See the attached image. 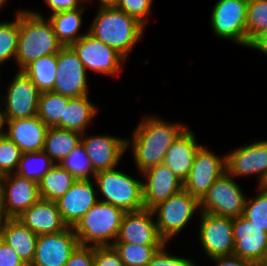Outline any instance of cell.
I'll return each instance as SVG.
<instances>
[{
    "label": "cell",
    "instance_id": "1",
    "mask_svg": "<svg viewBox=\"0 0 267 266\" xmlns=\"http://www.w3.org/2000/svg\"><path fill=\"white\" fill-rule=\"evenodd\" d=\"M142 119L133 130L130 141L126 139V149L131 148L139 173L162 164L167 150L187 128L182 123L167 122L157 115H146Z\"/></svg>",
    "mask_w": 267,
    "mask_h": 266
},
{
    "label": "cell",
    "instance_id": "2",
    "mask_svg": "<svg viewBox=\"0 0 267 266\" xmlns=\"http://www.w3.org/2000/svg\"><path fill=\"white\" fill-rule=\"evenodd\" d=\"M63 44L58 40L52 24L42 13L19 10V34L15 57L19 71L33 61L47 55L58 54Z\"/></svg>",
    "mask_w": 267,
    "mask_h": 266
},
{
    "label": "cell",
    "instance_id": "3",
    "mask_svg": "<svg viewBox=\"0 0 267 266\" xmlns=\"http://www.w3.org/2000/svg\"><path fill=\"white\" fill-rule=\"evenodd\" d=\"M97 10L88 33L126 59L142 39L145 26L115 6H99Z\"/></svg>",
    "mask_w": 267,
    "mask_h": 266
},
{
    "label": "cell",
    "instance_id": "4",
    "mask_svg": "<svg viewBox=\"0 0 267 266\" xmlns=\"http://www.w3.org/2000/svg\"><path fill=\"white\" fill-rule=\"evenodd\" d=\"M124 213L121 208L98 201L72 227L79 245L112 246L117 240Z\"/></svg>",
    "mask_w": 267,
    "mask_h": 266
},
{
    "label": "cell",
    "instance_id": "5",
    "mask_svg": "<svg viewBox=\"0 0 267 266\" xmlns=\"http://www.w3.org/2000/svg\"><path fill=\"white\" fill-rule=\"evenodd\" d=\"M97 192L103 199L124 212L144 209L142 182L116 168L97 172L93 178Z\"/></svg>",
    "mask_w": 267,
    "mask_h": 266
},
{
    "label": "cell",
    "instance_id": "6",
    "mask_svg": "<svg viewBox=\"0 0 267 266\" xmlns=\"http://www.w3.org/2000/svg\"><path fill=\"white\" fill-rule=\"evenodd\" d=\"M159 235L168 243L182 231L194 214L200 211L199 200L182 189L152 209Z\"/></svg>",
    "mask_w": 267,
    "mask_h": 266
},
{
    "label": "cell",
    "instance_id": "7",
    "mask_svg": "<svg viewBox=\"0 0 267 266\" xmlns=\"http://www.w3.org/2000/svg\"><path fill=\"white\" fill-rule=\"evenodd\" d=\"M234 179L227 172L217 179L199 201L200 212L230 218L243 215L247 196Z\"/></svg>",
    "mask_w": 267,
    "mask_h": 266
},
{
    "label": "cell",
    "instance_id": "8",
    "mask_svg": "<svg viewBox=\"0 0 267 266\" xmlns=\"http://www.w3.org/2000/svg\"><path fill=\"white\" fill-rule=\"evenodd\" d=\"M249 0H217L211 11V28L219 39L246 47V17Z\"/></svg>",
    "mask_w": 267,
    "mask_h": 266
},
{
    "label": "cell",
    "instance_id": "9",
    "mask_svg": "<svg viewBox=\"0 0 267 266\" xmlns=\"http://www.w3.org/2000/svg\"><path fill=\"white\" fill-rule=\"evenodd\" d=\"M86 71L91 70L106 76H115L123 70L126 59L115 49L89 33L70 45Z\"/></svg>",
    "mask_w": 267,
    "mask_h": 266
},
{
    "label": "cell",
    "instance_id": "10",
    "mask_svg": "<svg viewBox=\"0 0 267 266\" xmlns=\"http://www.w3.org/2000/svg\"><path fill=\"white\" fill-rule=\"evenodd\" d=\"M223 156L220 157L201 145L192 168L183 181V189L200 201L215 181L226 173V156Z\"/></svg>",
    "mask_w": 267,
    "mask_h": 266
},
{
    "label": "cell",
    "instance_id": "11",
    "mask_svg": "<svg viewBox=\"0 0 267 266\" xmlns=\"http://www.w3.org/2000/svg\"><path fill=\"white\" fill-rule=\"evenodd\" d=\"M2 96L5 120L32 118L38 114L40 91L22 71H17ZM5 99V100H4Z\"/></svg>",
    "mask_w": 267,
    "mask_h": 266
},
{
    "label": "cell",
    "instance_id": "12",
    "mask_svg": "<svg viewBox=\"0 0 267 266\" xmlns=\"http://www.w3.org/2000/svg\"><path fill=\"white\" fill-rule=\"evenodd\" d=\"M200 244L206 255L212 259L215 257L233 255V218L217 216L211 213L199 212Z\"/></svg>",
    "mask_w": 267,
    "mask_h": 266
},
{
    "label": "cell",
    "instance_id": "13",
    "mask_svg": "<svg viewBox=\"0 0 267 266\" xmlns=\"http://www.w3.org/2000/svg\"><path fill=\"white\" fill-rule=\"evenodd\" d=\"M87 71L71 46H63L57 54V73L53 92L75 98L89 95Z\"/></svg>",
    "mask_w": 267,
    "mask_h": 266
},
{
    "label": "cell",
    "instance_id": "14",
    "mask_svg": "<svg viewBox=\"0 0 267 266\" xmlns=\"http://www.w3.org/2000/svg\"><path fill=\"white\" fill-rule=\"evenodd\" d=\"M233 238L234 255L257 266H267V232L261 227L240 215L233 218Z\"/></svg>",
    "mask_w": 267,
    "mask_h": 266
},
{
    "label": "cell",
    "instance_id": "15",
    "mask_svg": "<svg viewBox=\"0 0 267 266\" xmlns=\"http://www.w3.org/2000/svg\"><path fill=\"white\" fill-rule=\"evenodd\" d=\"M78 245V238L69 226L57 233L39 235L29 266H65Z\"/></svg>",
    "mask_w": 267,
    "mask_h": 266
},
{
    "label": "cell",
    "instance_id": "16",
    "mask_svg": "<svg viewBox=\"0 0 267 266\" xmlns=\"http://www.w3.org/2000/svg\"><path fill=\"white\" fill-rule=\"evenodd\" d=\"M154 213L150 209L125 212L117 240L114 243H130L145 246H163L166 242L159 235Z\"/></svg>",
    "mask_w": 267,
    "mask_h": 266
},
{
    "label": "cell",
    "instance_id": "17",
    "mask_svg": "<svg viewBox=\"0 0 267 266\" xmlns=\"http://www.w3.org/2000/svg\"><path fill=\"white\" fill-rule=\"evenodd\" d=\"M226 172L232 177L255 175L258 184L267 172V139L236 148L226 155Z\"/></svg>",
    "mask_w": 267,
    "mask_h": 266
},
{
    "label": "cell",
    "instance_id": "18",
    "mask_svg": "<svg viewBox=\"0 0 267 266\" xmlns=\"http://www.w3.org/2000/svg\"><path fill=\"white\" fill-rule=\"evenodd\" d=\"M4 212L8 218H18L41 197L38 183L13 173L0 177Z\"/></svg>",
    "mask_w": 267,
    "mask_h": 266
},
{
    "label": "cell",
    "instance_id": "19",
    "mask_svg": "<svg viewBox=\"0 0 267 266\" xmlns=\"http://www.w3.org/2000/svg\"><path fill=\"white\" fill-rule=\"evenodd\" d=\"M83 133L81 143L85 147L86 154L90 160L95 173L111 170L118 166V162L125 153L126 139L110 134L88 136Z\"/></svg>",
    "mask_w": 267,
    "mask_h": 266
},
{
    "label": "cell",
    "instance_id": "20",
    "mask_svg": "<svg viewBox=\"0 0 267 266\" xmlns=\"http://www.w3.org/2000/svg\"><path fill=\"white\" fill-rule=\"evenodd\" d=\"M141 176L146 180L142 182L145 209L152 210L183 189V182L163 163L148 168Z\"/></svg>",
    "mask_w": 267,
    "mask_h": 266
},
{
    "label": "cell",
    "instance_id": "21",
    "mask_svg": "<svg viewBox=\"0 0 267 266\" xmlns=\"http://www.w3.org/2000/svg\"><path fill=\"white\" fill-rule=\"evenodd\" d=\"M93 181V182H92ZM93 179L77 180L69 190L56 201L63 221L73 227L99 200Z\"/></svg>",
    "mask_w": 267,
    "mask_h": 266
},
{
    "label": "cell",
    "instance_id": "22",
    "mask_svg": "<svg viewBox=\"0 0 267 266\" xmlns=\"http://www.w3.org/2000/svg\"><path fill=\"white\" fill-rule=\"evenodd\" d=\"M5 136L14 142L22 153L43 151L48 126L38 117L6 120Z\"/></svg>",
    "mask_w": 267,
    "mask_h": 266
},
{
    "label": "cell",
    "instance_id": "23",
    "mask_svg": "<svg viewBox=\"0 0 267 266\" xmlns=\"http://www.w3.org/2000/svg\"><path fill=\"white\" fill-rule=\"evenodd\" d=\"M17 219L37 236L57 233L68 227L62 219L56 202L42 198Z\"/></svg>",
    "mask_w": 267,
    "mask_h": 266
},
{
    "label": "cell",
    "instance_id": "24",
    "mask_svg": "<svg viewBox=\"0 0 267 266\" xmlns=\"http://www.w3.org/2000/svg\"><path fill=\"white\" fill-rule=\"evenodd\" d=\"M195 134L187 127L167 150L163 164L169 167L183 182L188 176L196 152L202 144L196 141Z\"/></svg>",
    "mask_w": 267,
    "mask_h": 266
},
{
    "label": "cell",
    "instance_id": "25",
    "mask_svg": "<svg viewBox=\"0 0 267 266\" xmlns=\"http://www.w3.org/2000/svg\"><path fill=\"white\" fill-rule=\"evenodd\" d=\"M0 239L29 266L34 258L38 236L17 218H8L0 226Z\"/></svg>",
    "mask_w": 267,
    "mask_h": 266
},
{
    "label": "cell",
    "instance_id": "26",
    "mask_svg": "<svg viewBox=\"0 0 267 266\" xmlns=\"http://www.w3.org/2000/svg\"><path fill=\"white\" fill-rule=\"evenodd\" d=\"M84 11L85 7L83 5V7L77 9L51 14L49 18H47L63 46H70L88 33L87 30L84 34H79L78 32L82 27V15Z\"/></svg>",
    "mask_w": 267,
    "mask_h": 266
},
{
    "label": "cell",
    "instance_id": "27",
    "mask_svg": "<svg viewBox=\"0 0 267 266\" xmlns=\"http://www.w3.org/2000/svg\"><path fill=\"white\" fill-rule=\"evenodd\" d=\"M97 113L98 107L88 95L70 98L68 104H64V129L86 133L87 125H90Z\"/></svg>",
    "mask_w": 267,
    "mask_h": 266
},
{
    "label": "cell",
    "instance_id": "28",
    "mask_svg": "<svg viewBox=\"0 0 267 266\" xmlns=\"http://www.w3.org/2000/svg\"><path fill=\"white\" fill-rule=\"evenodd\" d=\"M81 136L82 134L75 131L49 127L43 151L55 164H59L81 143Z\"/></svg>",
    "mask_w": 267,
    "mask_h": 266
},
{
    "label": "cell",
    "instance_id": "29",
    "mask_svg": "<svg viewBox=\"0 0 267 266\" xmlns=\"http://www.w3.org/2000/svg\"><path fill=\"white\" fill-rule=\"evenodd\" d=\"M76 181L71 173L56 164L38 182L40 197L56 202Z\"/></svg>",
    "mask_w": 267,
    "mask_h": 266
},
{
    "label": "cell",
    "instance_id": "30",
    "mask_svg": "<svg viewBox=\"0 0 267 266\" xmlns=\"http://www.w3.org/2000/svg\"><path fill=\"white\" fill-rule=\"evenodd\" d=\"M40 92L52 91L57 73V54L43 56L23 70Z\"/></svg>",
    "mask_w": 267,
    "mask_h": 266
},
{
    "label": "cell",
    "instance_id": "31",
    "mask_svg": "<svg viewBox=\"0 0 267 266\" xmlns=\"http://www.w3.org/2000/svg\"><path fill=\"white\" fill-rule=\"evenodd\" d=\"M70 97L53 91L40 92L37 116L48 126L64 129V104Z\"/></svg>",
    "mask_w": 267,
    "mask_h": 266
},
{
    "label": "cell",
    "instance_id": "32",
    "mask_svg": "<svg viewBox=\"0 0 267 266\" xmlns=\"http://www.w3.org/2000/svg\"><path fill=\"white\" fill-rule=\"evenodd\" d=\"M54 165L44 151L23 153L15 173L38 183Z\"/></svg>",
    "mask_w": 267,
    "mask_h": 266
},
{
    "label": "cell",
    "instance_id": "33",
    "mask_svg": "<svg viewBox=\"0 0 267 266\" xmlns=\"http://www.w3.org/2000/svg\"><path fill=\"white\" fill-rule=\"evenodd\" d=\"M125 266H147L162 246H145L130 243H113Z\"/></svg>",
    "mask_w": 267,
    "mask_h": 266
},
{
    "label": "cell",
    "instance_id": "34",
    "mask_svg": "<svg viewBox=\"0 0 267 266\" xmlns=\"http://www.w3.org/2000/svg\"><path fill=\"white\" fill-rule=\"evenodd\" d=\"M12 21L0 22V66L17 54L19 34V10Z\"/></svg>",
    "mask_w": 267,
    "mask_h": 266
},
{
    "label": "cell",
    "instance_id": "35",
    "mask_svg": "<svg viewBox=\"0 0 267 266\" xmlns=\"http://www.w3.org/2000/svg\"><path fill=\"white\" fill-rule=\"evenodd\" d=\"M267 30V0H249L246 17V48L259 34Z\"/></svg>",
    "mask_w": 267,
    "mask_h": 266
},
{
    "label": "cell",
    "instance_id": "36",
    "mask_svg": "<svg viewBox=\"0 0 267 266\" xmlns=\"http://www.w3.org/2000/svg\"><path fill=\"white\" fill-rule=\"evenodd\" d=\"M59 165L71 173L77 180L93 179L96 174L91 166L85 147L82 143H80L67 157H65Z\"/></svg>",
    "mask_w": 267,
    "mask_h": 266
},
{
    "label": "cell",
    "instance_id": "37",
    "mask_svg": "<svg viewBox=\"0 0 267 266\" xmlns=\"http://www.w3.org/2000/svg\"><path fill=\"white\" fill-rule=\"evenodd\" d=\"M257 191L255 197L246 199L243 216L250 224L257 225L267 232V191L259 187Z\"/></svg>",
    "mask_w": 267,
    "mask_h": 266
},
{
    "label": "cell",
    "instance_id": "38",
    "mask_svg": "<svg viewBox=\"0 0 267 266\" xmlns=\"http://www.w3.org/2000/svg\"><path fill=\"white\" fill-rule=\"evenodd\" d=\"M22 151L5 135L0 137V177L17 171Z\"/></svg>",
    "mask_w": 267,
    "mask_h": 266
},
{
    "label": "cell",
    "instance_id": "39",
    "mask_svg": "<svg viewBox=\"0 0 267 266\" xmlns=\"http://www.w3.org/2000/svg\"><path fill=\"white\" fill-rule=\"evenodd\" d=\"M152 4L153 0H118L115 7L136 18L146 27Z\"/></svg>",
    "mask_w": 267,
    "mask_h": 266
},
{
    "label": "cell",
    "instance_id": "40",
    "mask_svg": "<svg viewBox=\"0 0 267 266\" xmlns=\"http://www.w3.org/2000/svg\"><path fill=\"white\" fill-rule=\"evenodd\" d=\"M167 245L168 243L164 244L155 253L147 266H196L195 261L187 257H179L170 254V252H167L168 250L165 249Z\"/></svg>",
    "mask_w": 267,
    "mask_h": 266
},
{
    "label": "cell",
    "instance_id": "41",
    "mask_svg": "<svg viewBox=\"0 0 267 266\" xmlns=\"http://www.w3.org/2000/svg\"><path fill=\"white\" fill-rule=\"evenodd\" d=\"M94 266H125L113 246L94 247Z\"/></svg>",
    "mask_w": 267,
    "mask_h": 266
},
{
    "label": "cell",
    "instance_id": "42",
    "mask_svg": "<svg viewBox=\"0 0 267 266\" xmlns=\"http://www.w3.org/2000/svg\"><path fill=\"white\" fill-rule=\"evenodd\" d=\"M65 266H94V247L78 245Z\"/></svg>",
    "mask_w": 267,
    "mask_h": 266
},
{
    "label": "cell",
    "instance_id": "43",
    "mask_svg": "<svg viewBox=\"0 0 267 266\" xmlns=\"http://www.w3.org/2000/svg\"><path fill=\"white\" fill-rule=\"evenodd\" d=\"M0 266H27L9 245L0 239Z\"/></svg>",
    "mask_w": 267,
    "mask_h": 266
},
{
    "label": "cell",
    "instance_id": "44",
    "mask_svg": "<svg viewBox=\"0 0 267 266\" xmlns=\"http://www.w3.org/2000/svg\"><path fill=\"white\" fill-rule=\"evenodd\" d=\"M87 0H44L51 14L80 8ZM82 2H84L82 4ZM81 4V6H80Z\"/></svg>",
    "mask_w": 267,
    "mask_h": 266
},
{
    "label": "cell",
    "instance_id": "45",
    "mask_svg": "<svg viewBox=\"0 0 267 266\" xmlns=\"http://www.w3.org/2000/svg\"><path fill=\"white\" fill-rule=\"evenodd\" d=\"M216 263V266H257L254 263L247 261L236 255L215 257L210 259Z\"/></svg>",
    "mask_w": 267,
    "mask_h": 266
},
{
    "label": "cell",
    "instance_id": "46",
    "mask_svg": "<svg viewBox=\"0 0 267 266\" xmlns=\"http://www.w3.org/2000/svg\"><path fill=\"white\" fill-rule=\"evenodd\" d=\"M247 48L256 49L267 56V30L259 33L248 45Z\"/></svg>",
    "mask_w": 267,
    "mask_h": 266
},
{
    "label": "cell",
    "instance_id": "47",
    "mask_svg": "<svg viewBox=\"0 0 267 266\" xmlns=\"http://www.w3.org/2000/svg\"><path fill=\"white\" fill-rule=\"evenodd\" d=\"M8 219L4 212V206H3V193H2V186L0 181V226Z\"/></svg>",
    "mask_w": 267,
    "mask_h": 266
},
{
    "label": "cell",
    "instance_id": "48",
    "mask_svg": "<svg viewBox=\"0 0 267 266\" xmlns=\"http://www.w3.org/2000/svg\"><path fill=\"white\" fill-rule=\"evenodd\" d=\"M1 106V105H0ZM6 124L5 116L2 110H0V137L5 135L4 125Z\"/></svg>",
    "mask_w": 267,
    "mask_h": 266
},
{
    "label": "cell",
    "instance_id": "49",
    "mask_svg": "<svg viewBox=\"0 0 267 266\" xmlns=\"http://www.w3.org/2000/svg\"><path fill=\"white\" fill-rule=\"evenodd\" d=\"M91 2L92 0H87V2ZM100 4L99 6H115L118 2V0H99Z\"/></svg>",
    "mask_w": 267,
    "mask_h": 266
},
{
    "label": "cell",
    "instance_id": "50",
    "mask_svg": "<svg viewBox=\"0 0 267 266\" xmlns=\"http://www.w3.org/2000/svg\"><path fill=\"white\" fill-rule=\"evenodd\" d=\"M258 187L267 191V172L265 173L264 177L258 184Z\"/></svg>",
    "mask_w": 267,
    "mask_h": 266
},
{
    "label": "cell",
    "instance_id": "51",
    "mask_svg": "<svg viewBox=\"0 0 267 266\" xmlns=\"http://www.w3.org/2000/svg\"><path fill=\"white\" fill-rule=\"evenodd\" d=\"M8 0H0V9L4 7L5 4H7Z\"/></svg>",
    "mask_w": 267,
    "mask_h": 266
}]
</instances>
